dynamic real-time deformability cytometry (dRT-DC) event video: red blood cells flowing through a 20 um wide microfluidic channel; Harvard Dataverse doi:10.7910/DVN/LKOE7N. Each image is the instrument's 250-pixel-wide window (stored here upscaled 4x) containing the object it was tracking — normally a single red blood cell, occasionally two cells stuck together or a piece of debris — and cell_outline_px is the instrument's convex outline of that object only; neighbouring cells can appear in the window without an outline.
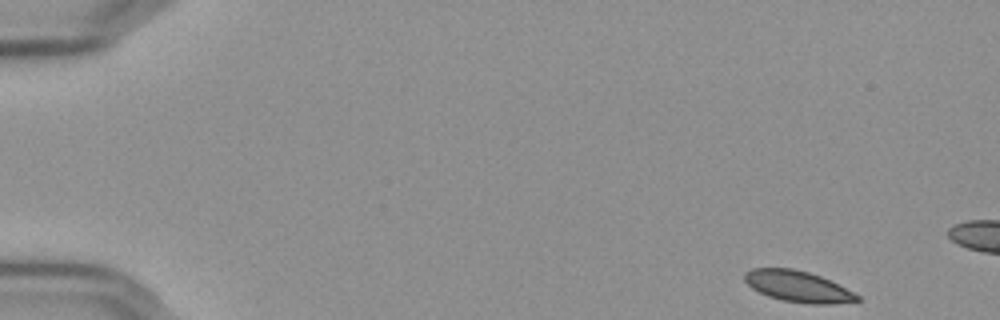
{"species": "Egyptian fruit bat (a non-hibernating species)", "species_latin": "Rousettus aegyptiacus", "temperature_condition": "cold", "stored_images_in_passage": 12, "camera_frame_rate_fps": 3000, "um_per_image_px": 0.085, "frame": {"image": 1, "passage_image": 1, "time_ms": 0.0, "image_size_px": [1000, 320], "cell_outline_px": [[860, 300], [832, 304], [808, 304], [784, 300], [768, 296], [752, 288], [744, 280], [744, 272], [752, 268], [792, 268], [808, 272], [820, 276], [860, 296]], "centroid_in_image_um": [67.78, 24.34], "position_along_channel_um": 17.2, "area_um2": 20.11}}